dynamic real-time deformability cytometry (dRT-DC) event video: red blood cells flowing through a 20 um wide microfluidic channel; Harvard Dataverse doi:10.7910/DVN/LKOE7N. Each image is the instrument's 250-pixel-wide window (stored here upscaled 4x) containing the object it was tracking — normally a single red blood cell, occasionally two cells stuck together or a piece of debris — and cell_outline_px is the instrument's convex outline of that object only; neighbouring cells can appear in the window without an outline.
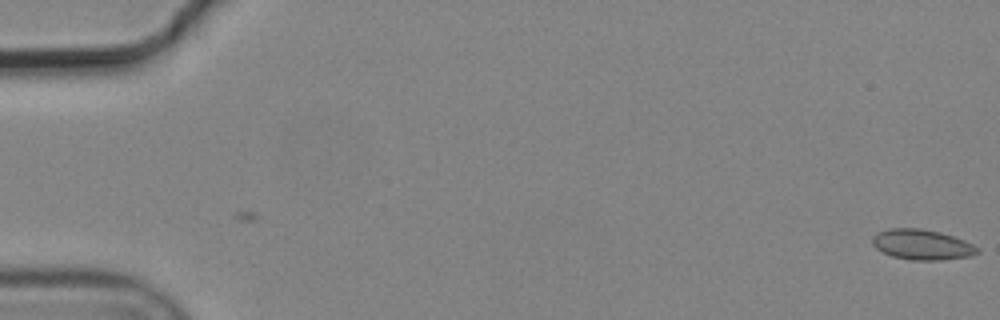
{"species": "common noctule bat (a hibernating species)", "species_latin": "Nyctalus noctula", "temperature_condition": "cold", "stored_images_in_passage": 2, "camera_frame_rate_fps": 3000, "um_per_image_px": 0.085, "animal": {"sex": "male", "body_mass_g": 19.2, "forearm_length_mm": 51.8}, "frame": {"image": 1, "passage_image": 2, "time_ms": 0.333, "image_size_px": [1000, 320], "cell_outline_px": [[980, 252], [972, 256], [940, 260], [908, 260], [892, 256], [876, 248], [872, 244], [872, 236], [876, 232], [888, 228], [920, 228], [940, 232], [964, 240], [980, 248]], "centroid_in_image_um": [78.36, 20.79], "position_along_channel_um": 6.6, "area_um2": 18.73}}